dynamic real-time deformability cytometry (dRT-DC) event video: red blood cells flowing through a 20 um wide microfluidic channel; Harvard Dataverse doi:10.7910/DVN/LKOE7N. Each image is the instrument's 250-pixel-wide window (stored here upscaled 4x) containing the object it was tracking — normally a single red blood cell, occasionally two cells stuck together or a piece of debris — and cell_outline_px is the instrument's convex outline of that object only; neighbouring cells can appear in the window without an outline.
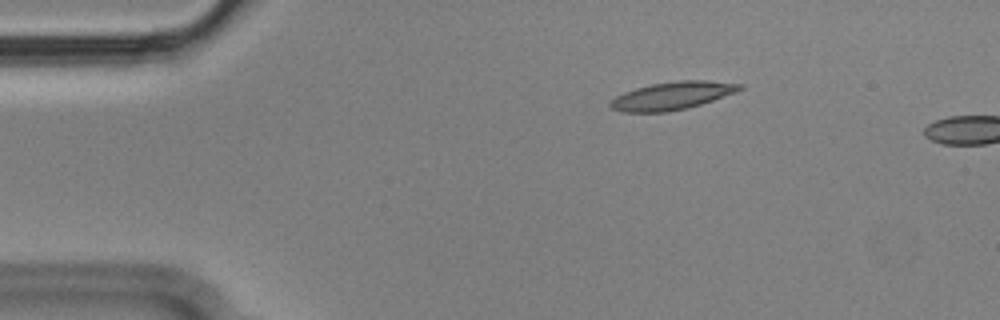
{"species": "Egyptian fruit bat (a non-hibernating species)", "species_latin": "Rousettus aegyptiacus", "temperature_condition": "cold", "stored_images_in_passage": 4, "camera_frame_rate_fps": 3000, "um_per_image_px": 0.085, "animal": {"sex": "male"}, "frame": {"image": 1, "passage_image": 1, "time_ms": 0.0, "image_size_px": [1000, 320], "cell_outline_px": [[744, 88], [736, 92], [688, 108], [668, 112], [624, 112], [612, 108], [608, 104], [616, 96], [624, 92], [636, 88], [652, 84], [676, 80], [704, 80], [744, 84]], "centroid_in_image_um": [57.15, 8.13], "position_along_channel_um": 27.9, "area_um2": 20.92}}